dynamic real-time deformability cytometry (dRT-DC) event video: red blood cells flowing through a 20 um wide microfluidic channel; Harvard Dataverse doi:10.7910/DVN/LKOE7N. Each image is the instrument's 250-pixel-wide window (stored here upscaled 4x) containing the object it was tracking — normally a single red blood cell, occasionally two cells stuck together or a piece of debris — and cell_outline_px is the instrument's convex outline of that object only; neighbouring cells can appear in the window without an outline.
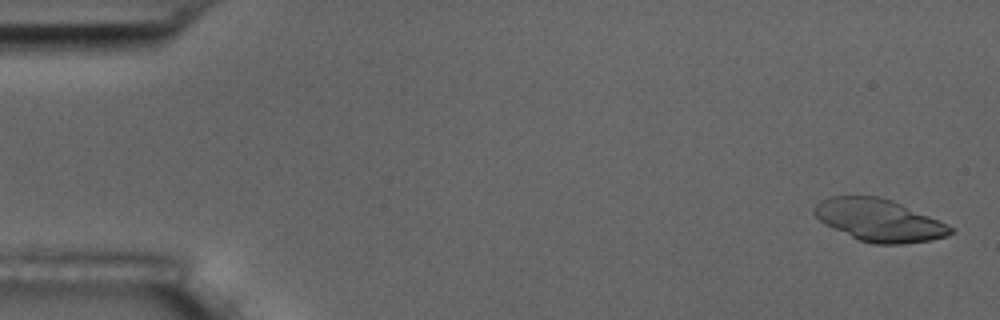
{"species": "common noctule bat (a hibernating species)", "species_latin": "Nyctalus noctula", "temperature_condition": "room temperature", "stored_images_in_passage": 10, "segment_of_instrument_passage": [1, 2], "camera_frame_rate_fps": 3000, "um_per_image_px": 0.085, "animal": {"sex": "male", "body_mass_g": 17.5, "forearm_length_mm": 52.3}, "frame": {"image": 1, "passage_image": 1, "time_ms": 0.0, "image_size_px": [1000, 320], "cell_outline_px": [[956, 232], [948, 236], [932, 240], [900, 244], [872, 244], [860, 240], [824, 224], [812, 212], [812, 208], [820, 200], [828, 196], [880, 196], [892, 200], [956, 228]], "centroid_in_image_um": [74.73, 18.72], "position_along_channel_um": 10.3, "area_um2": 33.58}}